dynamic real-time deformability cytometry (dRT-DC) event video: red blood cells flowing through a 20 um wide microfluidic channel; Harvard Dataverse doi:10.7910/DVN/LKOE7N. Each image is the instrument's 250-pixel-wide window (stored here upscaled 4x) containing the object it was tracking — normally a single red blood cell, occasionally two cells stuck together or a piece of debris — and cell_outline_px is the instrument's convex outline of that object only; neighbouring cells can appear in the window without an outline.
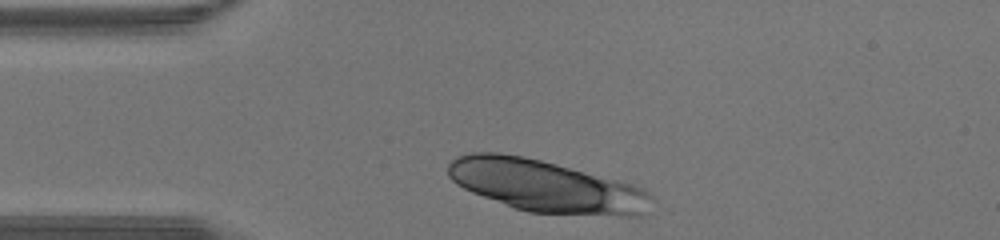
{"species": "human", "species_latin": "Homo sapiens", "temperature_condition": "warm", "stored_images_in_passage": 25, "camera_frame_rate_fps": 3000, "um_per_image_px": 0.085, "donor": {"sex": "male"}, "frame": {"image": 1, "passage_image": 1, "time_ms": 0.0, "image_size_px": [1000, 240], "cell_outline_px": [[652, 200], [640, 216], [624, 216], [528, 212], [516, 208], [472, 192], [456, 184], [448, 176], [448, 164], [456, 156], [472, 152], [500, 152], [524, 156], [540, 160], [632, 184], [644, 188], [652, 196]], "centroid_in_image_um": [46.36, 15.8], "position_along_channel_um": 38.6, "area_um2": 61.04}}